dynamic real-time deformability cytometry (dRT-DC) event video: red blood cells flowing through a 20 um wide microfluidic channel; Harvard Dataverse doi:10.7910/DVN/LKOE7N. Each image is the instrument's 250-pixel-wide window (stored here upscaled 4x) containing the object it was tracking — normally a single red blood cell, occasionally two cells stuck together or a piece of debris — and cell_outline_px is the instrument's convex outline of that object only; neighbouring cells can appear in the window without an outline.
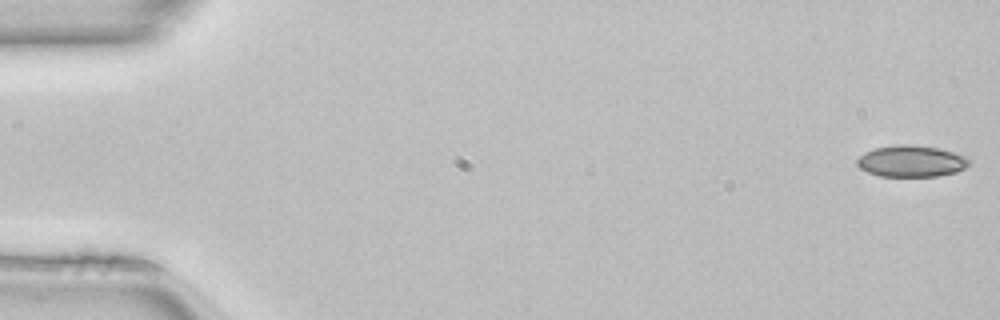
{"species": "common noctule bat (a hibernating species)", "species_latin": "Nyctalus noctula", "temperature_condition": "room temperature", "stored_images_in_passage": 50, "camera_frame_rate_fps": 3000, "um_per_image_px": 0.085, "animal": {"sex": "female", "body_mass_g": 22.7, "forearm_length_mm": 54.2}, "frame": {"image": 1, "passage_image": 1, "time_ms": 0.0, "image_size_px": [1000, 320], "cell_outline_px": [[972, 164], [956, 172], [936, 176], [880, 176], [868, 172], [860, 168], [856, 164], [856, 160], [864, 152], [872, 148], [896, 144], [916, 144], [940, 148], [964, 156], [972, 160]], "centroid_in_image_um": [77.46, 13.68], "position_along_channel_um": 7.5, "area_um2": 20.87}}
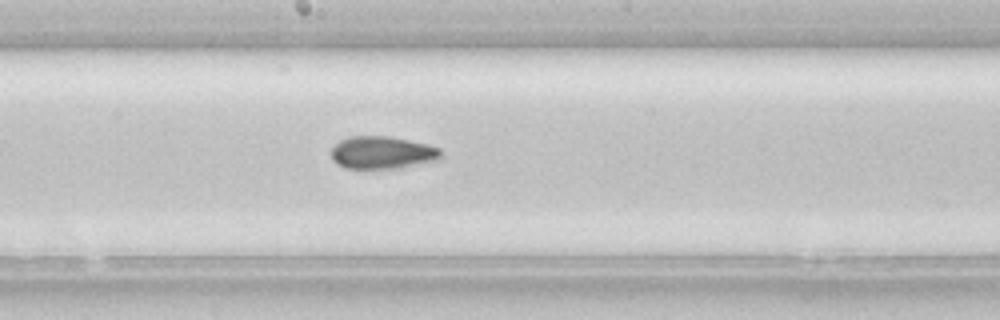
{"frame": {"image": 2, "passage_image": 27, "time_ms": 8.667, "image_size_px": [1000, 320], "cell_outline_px": [[440, 160], [396, 168], [344, 168], [336, 164], [332, 160], [328, 152], [340, 140], [348, 136], [388, 136], [428, 144], [440, 148]], "centroid_in_image_um": [32.44, 12.97], "position_along_channel_um": 215.8, "area_um2": 20.98}}
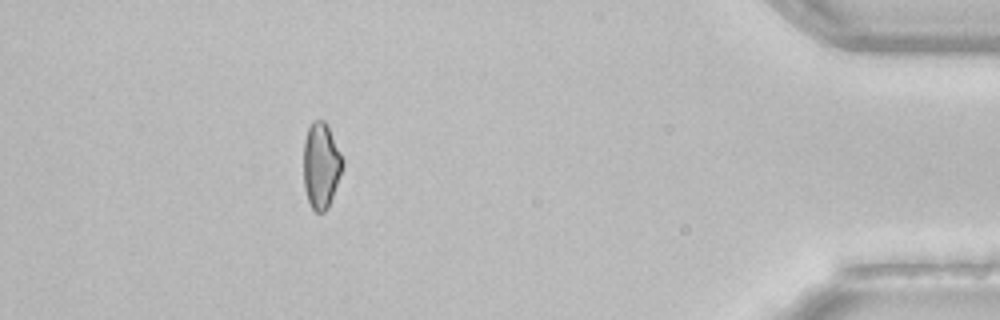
{"frame": {"image": 3, "passage_image": 45, "time_ms": 14.667, "image_size_px": [1000, 320], "cell_outline_px": [[344, 164], [328, 208], [324, 212], [316, 212], [312, 208], [308, 200], [304, 188], [304, 140], [308, 128], [312, 120], [324, 120], [344, 160]], "centroid_in_image_um": [27.28, 14.07], "position_along_channel_um": 407.9, "area_um2": 19.31}, "authors_computed_cell_mechanics": {"area_um2": 20.8947, "velocity_mm_per_s": 4.1107, "shape_relaxation_time_tau1_ms": null, "shape_relaxation_time_tau2_ms": 2.5398, "deformation_change_tau1": null, "deformation_change_tau2": 0.0812}}